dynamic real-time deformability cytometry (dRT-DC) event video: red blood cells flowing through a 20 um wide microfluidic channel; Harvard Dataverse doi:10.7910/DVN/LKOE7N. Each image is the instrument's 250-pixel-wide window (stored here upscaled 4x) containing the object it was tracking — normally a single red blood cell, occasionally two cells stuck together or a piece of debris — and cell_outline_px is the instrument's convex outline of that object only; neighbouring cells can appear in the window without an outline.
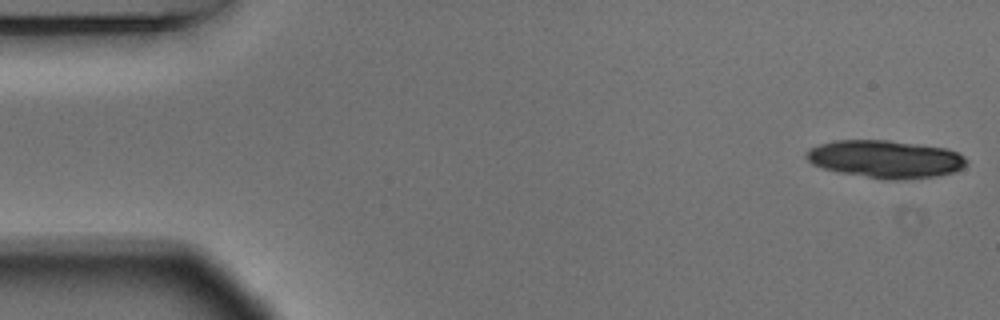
{"species": "Egyptian fruit bat (a non-hibernating species)", "species_latin": "Rousettus aegyptiacus", "temperature_condition": "warm", "stored_images_in_passage": 15, "camera_frame_rate_fps": 3000, "um_per_image_px": 0.085, "animal": {"sex": "male"}, "frame": {"image": 1, "passage_image": 1, "time_ms": 0.0, "image_size_px": [1000, 320], "cell_outline_px": [[968, 164], [964, 168], [952, 172], [936, 176], [900, 180], [888, 180], [836, 172], [812, 164], [804, 156], [804, 152], [808, 148], [832, 140], [888, 140], [948, 148], [964, 156], [968, 160]], "centroid_in_image_um": [75.25, 13.52], "position_along_channel_um": 9.8, "area_um2": 35.55}}